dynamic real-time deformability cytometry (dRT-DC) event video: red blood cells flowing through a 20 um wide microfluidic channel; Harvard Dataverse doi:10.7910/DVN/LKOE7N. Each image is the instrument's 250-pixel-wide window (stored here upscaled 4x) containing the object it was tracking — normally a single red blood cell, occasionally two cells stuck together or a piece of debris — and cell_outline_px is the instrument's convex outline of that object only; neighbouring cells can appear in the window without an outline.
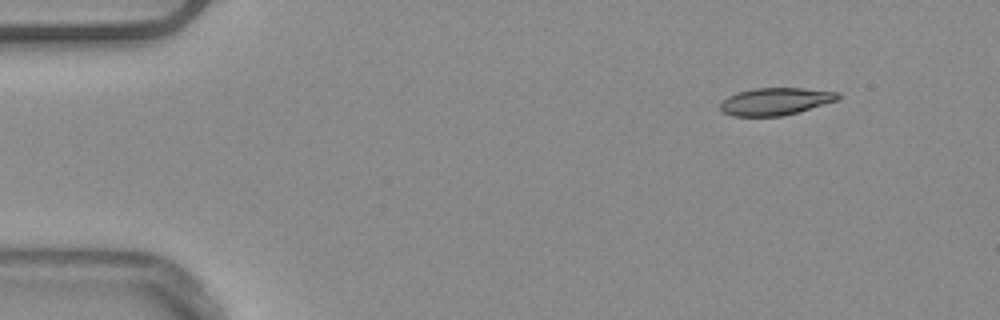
{"species": "common noctule bat (a hibernating species)", "species_latin": "Nyctalus noctula", "temperature_condition": "warm", "stored_images_in_passage": 47, "camera_frame_rate_fps": 3000, "um_per_image_px": 0.085, "animal": {"sex": "male", "body_mass_g": 20.4}, "frame": {"image": 1, "passage_image": 1, "time_ms": 0.0, "image_size_px": [1000, 320], "cell_outline_px": [[840, 96], [836, 100], [784, 116], [732, 116], [724, 112], [720, 108], [720, 104], [728, 96], [736, 92], [752, 88], [804, 88], [840, 92]], "centroid_in_image_um": [65.89, 8.61], "position_along_channel_um": 19.1, "area_um2": 18.67}}
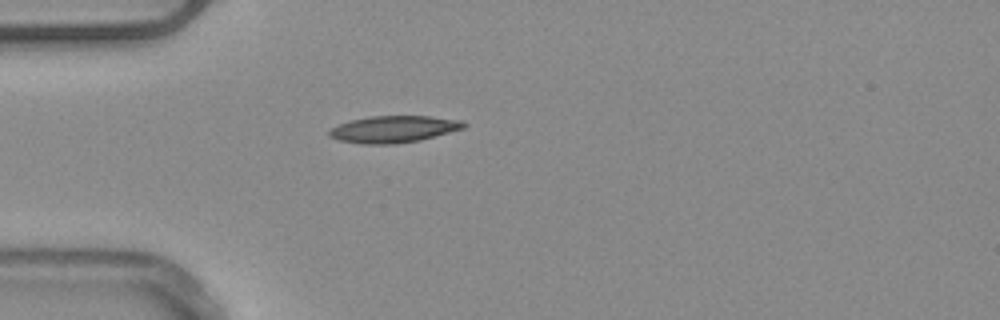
{"frame": {"image": 2, "passage_image": 10, "time_ms": 3.0, "image_size_px": [1000, 320], "cell_outline_px": [[468, 124], [464, 128], [420, 140], [396, 144], [364, 144], [340, 140], [328, 136], [328, 132], [332, 128], [340, 124], [352, 120], [372, 116], [432, 116], [460, 120]], "centroid_in_image_um": [33.48, 10.98], "position_along_channel_um": 51.5, "area_um2": 20.87}}
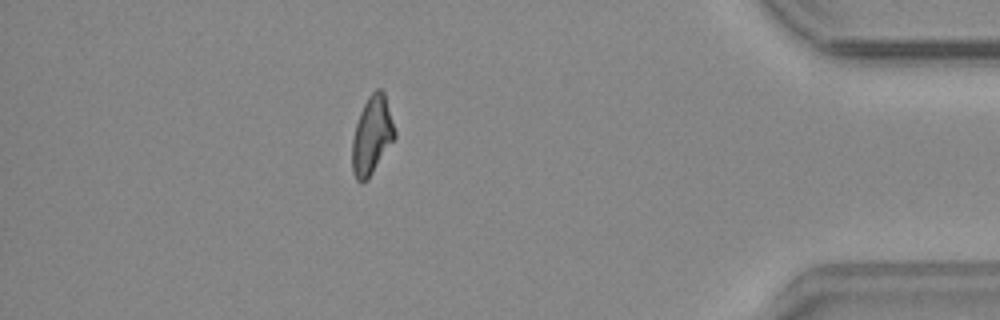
{"frame": {"image": 3, "passage_image": 41, "time_ms": 13.333, "image_size_px": [1000, 320], "cell_outline_px": [[396, 136], [368, 180], [360, 184], [356, 180], [352, 172], [352, 140], [356, 124], [360, 112], [368, 96], [376, 88], [380, 88], [384, 92], [396, 132]], "centroid_in_image_um": [31.6, 11.53], "position_along_channel_um": 403.6, "area_um2": 19.42}, "authors_computed_cell_mechanics": {"area_um2": 19.363, "velocity_mm_per_s": 3.9181, "shape_relaxation_time_tau1_ms": null, "shape_relaxation_time_tau2_ms": 5.3237, "deformation_change_tau1": null, "deformation_change_tau2": 0.1292}}